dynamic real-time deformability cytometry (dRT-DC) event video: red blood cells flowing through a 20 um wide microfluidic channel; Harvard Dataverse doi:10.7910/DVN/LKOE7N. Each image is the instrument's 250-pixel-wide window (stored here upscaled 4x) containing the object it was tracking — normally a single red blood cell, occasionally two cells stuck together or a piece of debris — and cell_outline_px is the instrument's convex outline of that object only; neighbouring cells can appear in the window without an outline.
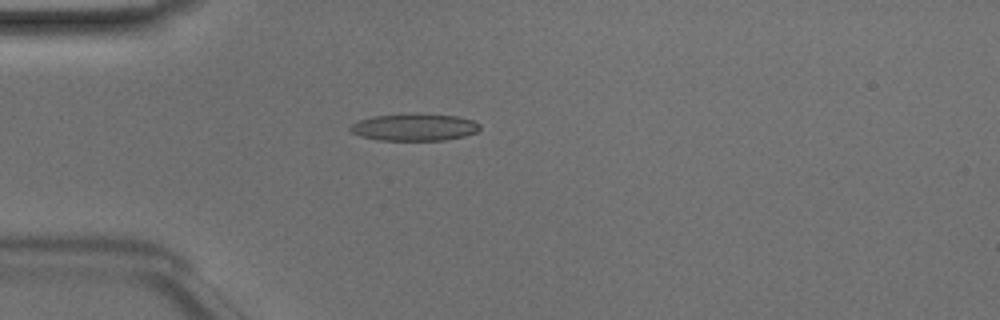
{"species": "Egyptian fruit bat (a non-hibernating species)", "species_latin": "Rousettus aegyptiacus", "temperature_condition": "room temperature", "stored_images_in_passage": 37, "camera_frame_rate_fps": 3000, "um_per_image_px": 0.085, "animal": {"sex": "male"}, "frame": {"image": 1, "passage_image": 2, "time_ms": 0.333, "image_size_px": [1000, 320], "cell_outline_px": [[480, 128], [476, 132], [464, 136], [444, 140], [376, 140], [360, 136], [352, 132], [348, 128], [352, 124], [360, 120], [372, 116], [408, 112], [416, 112], [456, 116], [472, 120], [480, 124]], "centroid_in_image_um": [35.2, 10.79], "position_along_channel_um": 49.8, "area_um2": 20.87}}
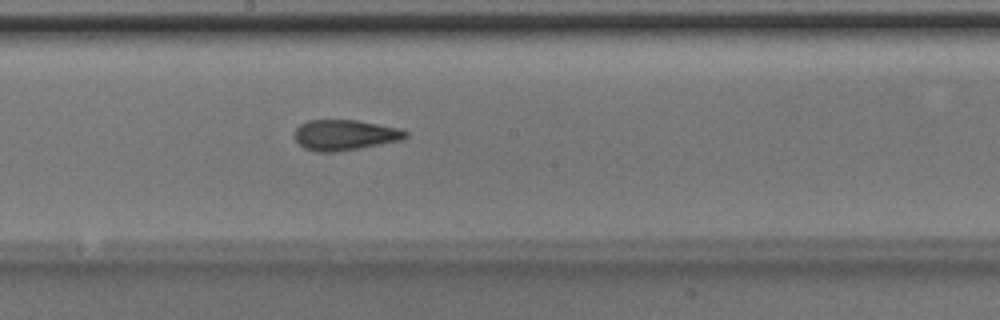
{"frame": {"image": 2, "passage_image": 15, "time_ms": 4.667, "image_size_px": [1000, 320], "cell_outline_px": [[408, 136], [404, 140], [360, 148], [336, 152], [316, 152], [304, 148], [296, 140], [296, 128], [300, 124], [308, 120], [356, 120], [400, 128], [408, 132]], "centroid_in_image_um": [29.35, 11.48], "position_along_channel_um": 218.9, "area_um2": 19.83}}
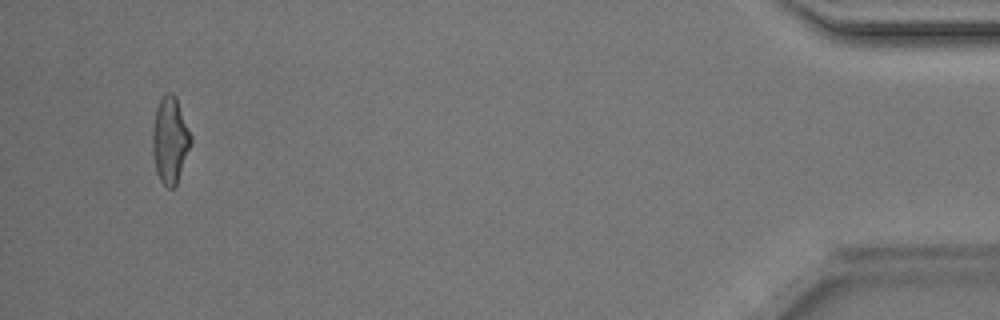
{"frame": {"image": 3, "passage_image": 35, "time_ms": 11.333, "image_size_px": [1000, 320], "cell_outline_px": [[192, 144], [176, 184], [172, 188], [168, 188], [160, 180], [156, 172], [152, 152], [152, 128], [156, 108], [160, 100], [168, 92], [172, 92], [176, 96], [192, 136]], "centroid_in_image_um": [14.46, 11.9], "position_along_channel_um": 420.7, "area_um2": 19.42}, "authors_computed_cell_mechanics": {"area_um2": 19.1896, "velocity_mm_per_s": 4.1736, "shape_relaxation_time_tau1_ms": 4.1219, "shape_relaxation_time_tau2_ms": 1.6522, "deformation_change_tau1": 0.1726, "deformation_change_tau2": 0.1097}}